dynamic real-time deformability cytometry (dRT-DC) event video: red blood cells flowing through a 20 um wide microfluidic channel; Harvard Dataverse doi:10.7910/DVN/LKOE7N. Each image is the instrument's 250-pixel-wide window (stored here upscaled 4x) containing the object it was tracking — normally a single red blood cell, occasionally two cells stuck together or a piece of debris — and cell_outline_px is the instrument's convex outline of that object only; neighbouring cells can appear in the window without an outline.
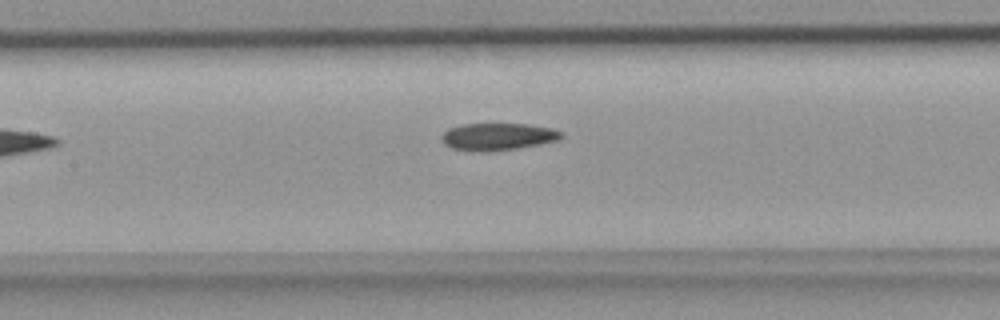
{"species": "common noctule bat (a hibernating species)", "species_latin": "Nyctalus noctula", "temperature_condition": "room temperature", "stored_images_in_passage": 6, "camera_frame_rate_fps": 3000, "um_per_image_px": 0.085, "animal": {"sex": "female", "body_mass_g": 18.4}, "frame": {"image": 1, "passage_image": 6, "time_ms": 1.667, "image_size_px": [1000, 320], "cell_outline_px": [[564, 136], [560, 140], [540, 144], [516, 148], [488, 152], [472, 152], [452, 148], [444, 144], [440, 136], [448, 128], [460, 124], [528, 124], [552, 128], [564, 132]], "centroid_in_image_um": [42.31, 11.62], "position_along_channel_um": 165.1, "area_um2": 19.31}}